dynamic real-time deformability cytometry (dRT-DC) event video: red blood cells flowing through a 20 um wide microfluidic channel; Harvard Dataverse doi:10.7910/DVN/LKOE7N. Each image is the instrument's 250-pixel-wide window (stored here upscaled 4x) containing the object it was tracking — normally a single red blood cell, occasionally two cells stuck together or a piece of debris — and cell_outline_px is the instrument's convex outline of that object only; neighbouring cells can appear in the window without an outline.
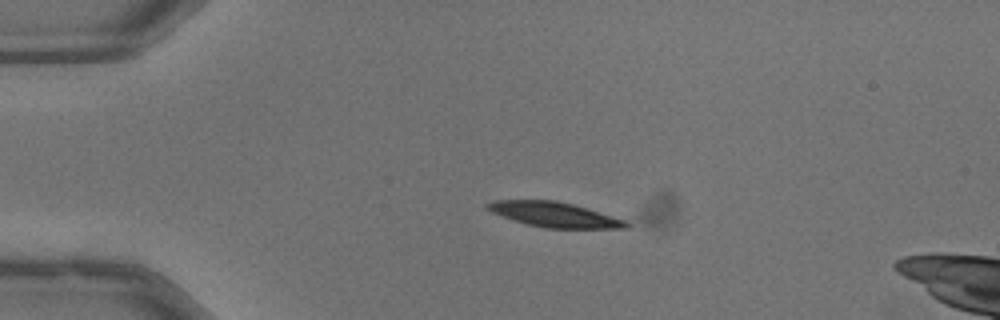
{"species": "common noctule bat (a hibernating species)", "species_latin": "Nyctalus noctula", "temperature_condition": "warm", "stored_images_in_passage": 41, "camera_frame_rate_fps": 3000, "um_per_image_px": 0.085, "animal": {"sex": "male", "body_mass_g": 13.3}, "frame": {"image": 1, "passage_image": 1, "time_ms": 0.0, "image_size_px": [1000, 320], "cell_outline_px": [[632, 224], [628, 228], [544, 228], [512, 220], [492, 212], [484, 208], [484, 204], [496, 200], [556, 200], [572, 204], [624, 220]], "centroid_in_image_um": [47.07, 18.24], "position_along_channel_um": 37.9, "area_um2": 20.0}}
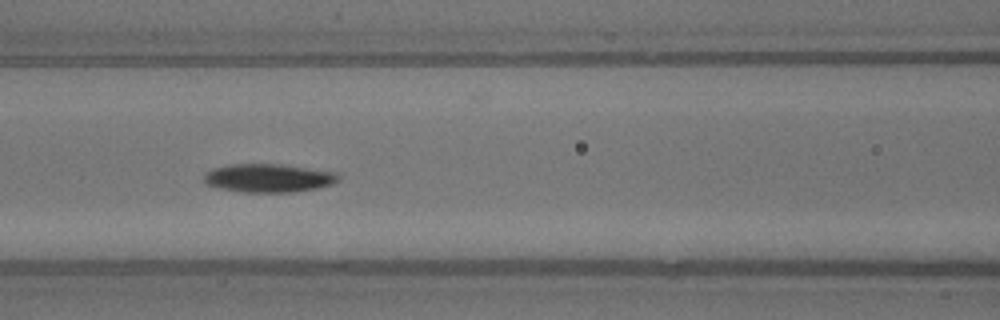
{"frame": {"image": 2, "passage_image": 12, "time_ms": 3.667, "image_size_px": [1000, 320], "cell_outline_px": [[340, 180], [332, 184], [316, 188], [292, 192], [240, 192], [220, 188], [204, 184], [204, 172], [212, 168], [228, 164], [280, 164], [336, 172], [340, 176]], "centroid_in_image_um": [22.78, 15.13], "position_along_channel_um": 143.8, "area_um2": 22.43}}
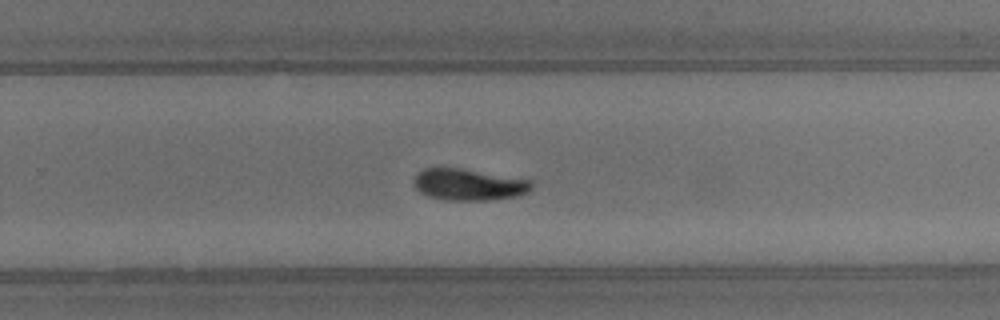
{"frame": {"image": 3, "passage_image": 23, "time_ms": 7.333, "image_size_px": [1000, 320], "cell_outline_px": [[532, 188], [528, 192], [516, 196], [488, 200], [448, 200], [428, 196], [420, 192], [416, 188], [416, 176], [424, 168], [460, 168], [532, 180]], "centroid_in_image_um": [39.88, 15.69], "position_along_channel_um": 289.9, "area_um2": 21.33}, "authors_computed_cell_mechanics": {"area_um2": 21.2704, "velocity_mm_per_s": 4.0041, "shape_relaxation_time_tau1_ms": 3.1131, "shape_relaxation_time_tau2_ms": null, "deformation_change_tau1": 0.1428, "deformation_change_tau2": null}}